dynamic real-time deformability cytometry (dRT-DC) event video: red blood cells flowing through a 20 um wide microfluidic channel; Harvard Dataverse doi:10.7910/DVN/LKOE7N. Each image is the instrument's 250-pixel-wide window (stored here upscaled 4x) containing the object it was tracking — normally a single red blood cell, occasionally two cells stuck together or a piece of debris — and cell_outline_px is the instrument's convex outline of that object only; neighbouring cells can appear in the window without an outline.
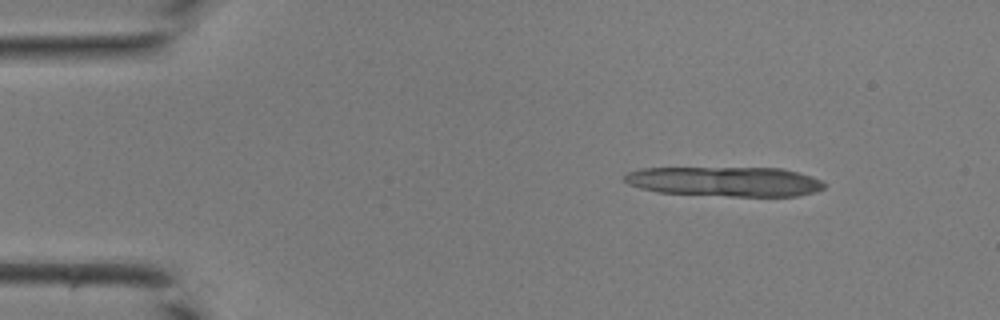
{"species": "common noctule bat (a hibernating species)", "species_latin": "Nyctalus noctula", "temperature_condition": "room temperature", "stored_images_in_passage": 9, "camera_frame_rate_fps": 3000, "um_per_image_px": 0.085, "animal": {"sex": "male", "body_mass_g": 19.0, "forearm_length_mm": 50.8}, "frame": {"image": 1, "passage_image": 3, "time_ms": 0.667, "image_size_px": [1000, 320], "cell_outline_px": [[824, 188], [812, 192], [796, 196], [728, 196], [660, 192], [640, 188], [628, 184], [624, 180], [624, 176], [628, 172], [640, 168], [780, 168], [812, 176], [820, 180], [824, 184]], "centroid_in_image_um": [61.6, 15.42], "position_along_channel_um": 23.4, "area_um2": 34.33}}